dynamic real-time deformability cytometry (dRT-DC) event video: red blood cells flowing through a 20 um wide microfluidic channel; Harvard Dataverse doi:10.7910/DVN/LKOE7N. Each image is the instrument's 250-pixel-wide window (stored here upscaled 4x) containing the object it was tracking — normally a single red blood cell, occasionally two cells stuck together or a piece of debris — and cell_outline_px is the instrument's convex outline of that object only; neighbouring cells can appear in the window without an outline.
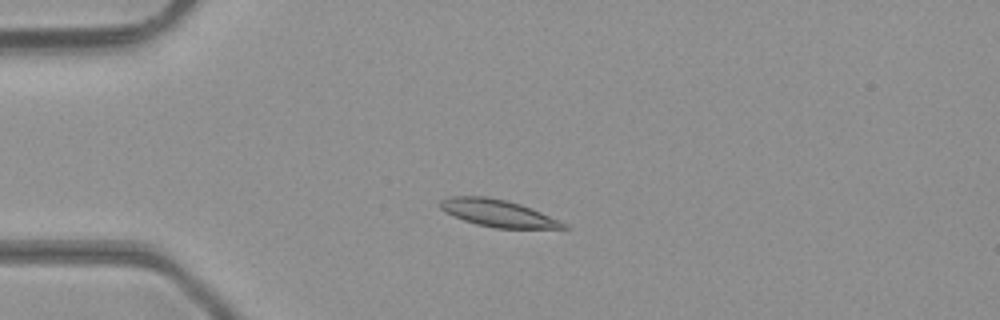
{"species": "common noctule bat (a hibernating species)", "species_latin": "Nyctalus noctula", "temperature_condition": "room temperature", "stored_images_in_passage": 37, "camera_frame_rate_fps": 3000, "um_per_image_px": 0.085, "animal": {"sex": "male", "body_mass_g": 23.1, "forearm_length_mm": 52.7}, "frame": {"image": 1, "passage_image": 1, "time_ms": 0.0, "image_size_px": [1000, 320], "cell_outline_px": [[572, 228], [496, 228], [476, 224], [464, 220], [444, 212], [440, 208], [440, 200], [448, 196], [488, 196], [520, 204], [532, 208], [560, 220], [568, 224]], "centroid_in_image_um": [42.33, 18.11], "position_along_channel_um": 42.7, "area_um2": 19.54}}
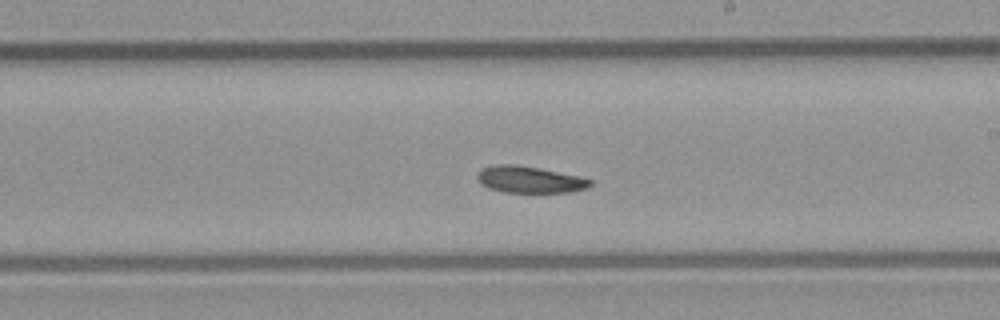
{"frame": {"image": 2, "passage_image": 17, "time_ms": 5.333, "image_size_px": [1000, 320], "cell_outline_px": [[592, 184], [588, 188], [572, 192], [504, 192], [488, 188], [480, 184], [476, 176], [480, 168], [492, 164], [516, 164], [540, 168], [580, 176], [592, 180]], "centroid_in_image_um": [44.99, 15.25], "position_along_channel_um": 244.0, "area_um2": 17.86}}
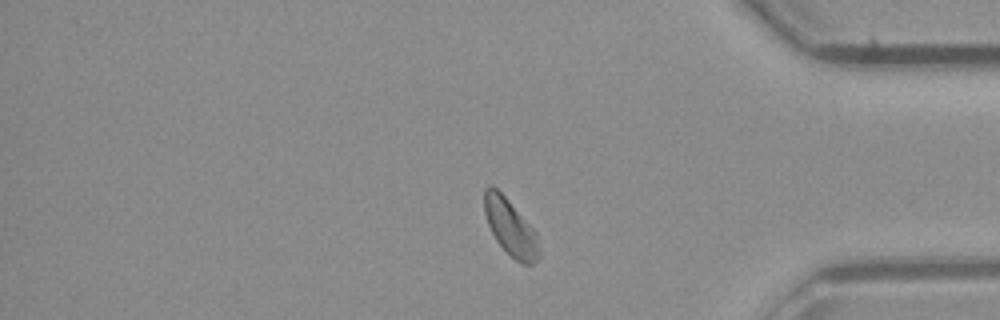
{"frame": {"image": 3, "passage_image": 29, "time_ms": 9.333, "image_size_px": [1000, 320], "cell_outline_px": [[540, 256], [532, 264], [520, 264], [496, 240], [488, 224], [484, 212], [484, 188], [488, 184], [492, 184], [508, 200], [536, 232], [540, 252]], "centroid_in_image_um": [43.37, 19.32], "position_along_channel_um": 391.8, "area_um2": 17.74}, "authors_computed_cell_mechanics": {"area_um2": 18.4382, "velocity_mm_per_s": 4.2755, "shape_relaxation_time_tau1_ms": 2.5083, "shape_relaxation_time_tau2_ms": null, "deformation_change_tau1": 0.0838, "deformation_change_tau2": null}}